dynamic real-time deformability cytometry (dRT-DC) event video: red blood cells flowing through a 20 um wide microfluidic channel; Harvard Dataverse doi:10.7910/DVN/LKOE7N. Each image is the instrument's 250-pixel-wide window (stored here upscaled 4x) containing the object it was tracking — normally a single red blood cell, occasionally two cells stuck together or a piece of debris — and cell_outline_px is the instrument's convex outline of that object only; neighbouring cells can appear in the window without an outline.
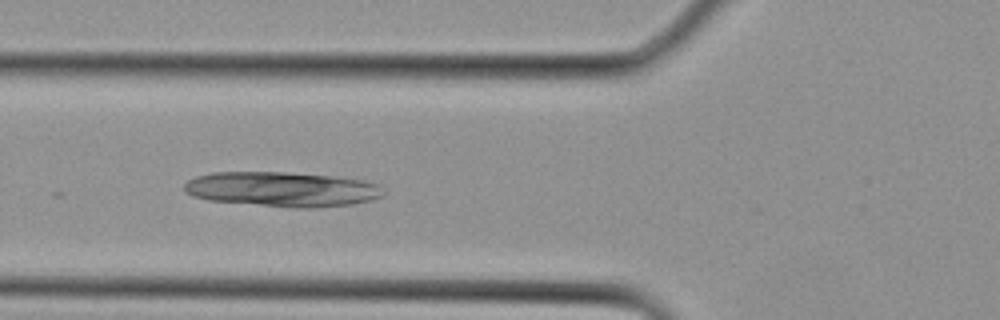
{"species": "Egyptian fruit bat (a non-hibernating species)", "species_latin": "Rousettus aegyptiacus", "temperature_condition": "cold", "stored_images_in_passage": 16, "camera_frame_rate_fps": 3000, "um_per_image_px": 0.085, "animal": {"sex": "female"}, "frame": {"image": 1, "passage_image": 11, "time_ms": 3.333, "image_size_px": [1000, 320], "cell_outline_px": [[384, 196], [372, 200], [352, 204], [316, 208], [292, 208], [208, 200], [192, 196], [184, 192], [184, 184], [188, 180], [196, 176], [212, 172], [284, 172], [332, 176], [364, 180], [376, 184], [384, 192]], "centroid_in_image_um": [23.96, 16.09], "position_along_channel_um": 101.8, "area_um2": 40.63}}
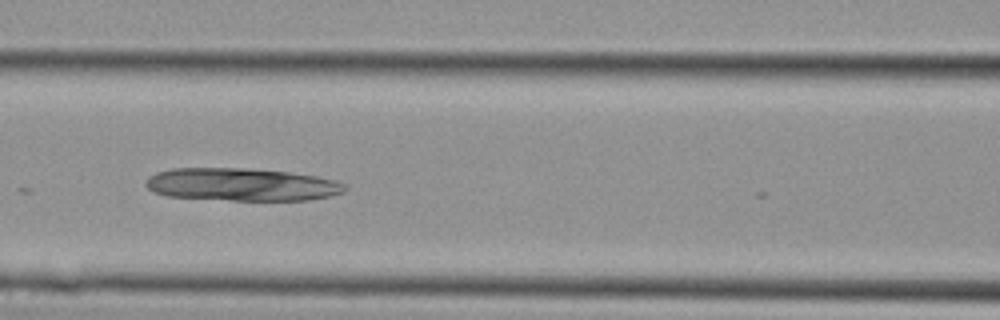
{"frame": {"image": 2, "passage_image": 13, "time_ms": 4.0, "image_size_px": [1000, 320], "cell_outline_px": [[348, 188], [344, 192], [328, 196], [308, 200], [232, 200], [168, 196], [152, 192], [144, 184], [148, 176], [156, 172], [172, 168], [244, 168], [288, 172], [316, 176], [336, 180], [344, 184]], "centroid_in_image_um": [20.51, 15.68], "position_along_channel_um": 146.1, "area_um2": 38.03}}
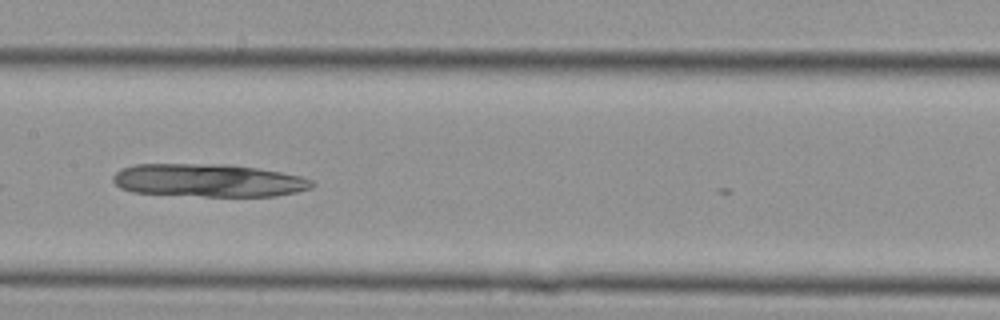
{"frame": {"image": 3, "passage_image": 15, "time_ms": 4.667, "image_size_px": [1000, 320], "cell_outline_px": [[316, 184], [312, 188], [296, 192], [276, 196], [204, 196], [132, 192], [120, 188], [112, 180], [112, 176], [120, 168], [136, 164], [228, 164], [256, 168], [280, 172], [300, 176], [312, 180]], "centroid_in_image_um": [17.71, 15.33], "position_along_channel_um": 189.7, "area_um2": 38.32}}